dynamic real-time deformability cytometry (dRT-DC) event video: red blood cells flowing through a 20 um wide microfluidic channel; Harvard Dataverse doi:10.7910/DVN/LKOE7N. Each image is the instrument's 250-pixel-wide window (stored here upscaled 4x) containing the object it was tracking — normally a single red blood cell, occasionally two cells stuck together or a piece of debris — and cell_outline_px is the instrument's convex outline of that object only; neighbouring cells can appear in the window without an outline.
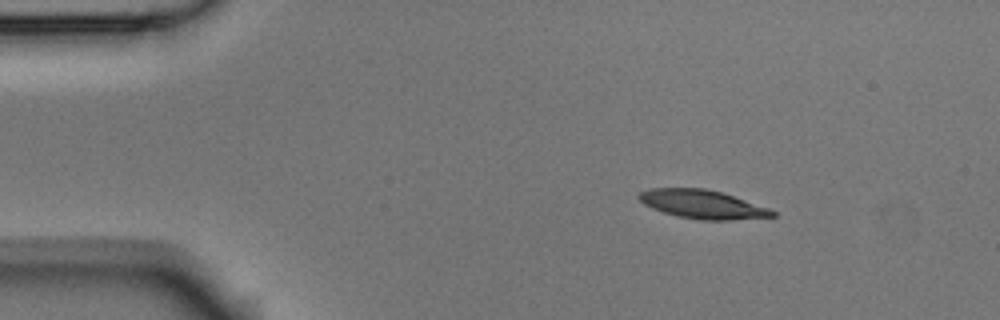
{"species": "Egyptian fruit bat (a non-hibernating species)", "species_latin": "Rousettus aegyptiacus", "temperature_condition": "room temperature", "stored_images_in_passage": 3, "camera_frame_rate_fps": 3000, "um_per_image_px": 0.085, "animal": {"sex": "male"}, "frame": {"image": 1, "passage_image": 2, "time_ms": 0.333, "image_size_px": [1000, 320], "cell_outline_px": [[776, 216], [732, 220], [700, 220], [676, 216], [652, 208], [644, 204], [636, 196], [640, 192], [648, 188], [704, 188], [720, 192], [768, 208], [776, 212]], "centroid_in_image_um": [59.66, 17.37], "position_along_channel_um": 25.3, "area_um2": 22.08}}